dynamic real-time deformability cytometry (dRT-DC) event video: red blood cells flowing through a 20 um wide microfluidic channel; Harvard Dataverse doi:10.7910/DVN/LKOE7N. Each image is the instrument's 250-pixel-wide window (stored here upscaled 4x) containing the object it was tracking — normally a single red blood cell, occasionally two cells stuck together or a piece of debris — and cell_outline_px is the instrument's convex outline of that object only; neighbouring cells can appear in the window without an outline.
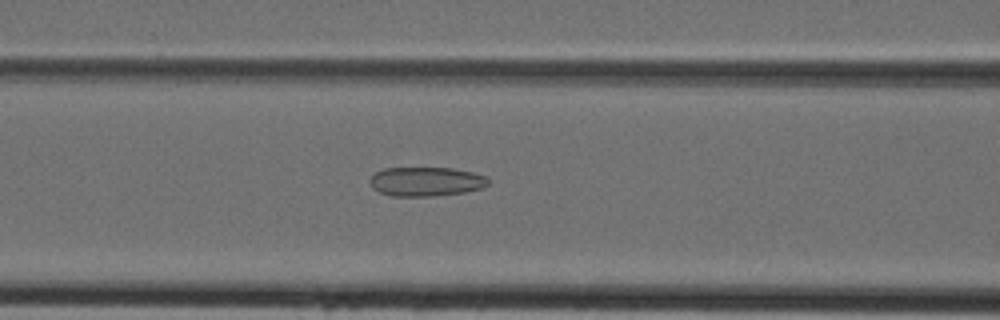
{"species": "Egyptian fruit bat (a non-hibernating species)", "species_latin": "Rousettus aegyptiacus", "temperature_condition": "cold", "stored_images_in_passage": 44, "camera_frame_rate_fps": 3000, "um_per_image_px": 0.085, "animal": {"sex": "female"}, "frame": {"image": 1, "passage_image": 18, "time_ms": 5.667, "image_size_px": [1000, 320], "cell_outline_px": [[488, 184], [480, 188], [464, 192], [436, 196], [392, 196], [380, 192], [372, 188], [368, 180], [376, 172], [384, 168], [452, 168], [472, 172], [488, 176]], "centroid_in_image_um": [36.19, 15.43], "position_along_channel_um": 130.4, "area_um2": 20.17}}
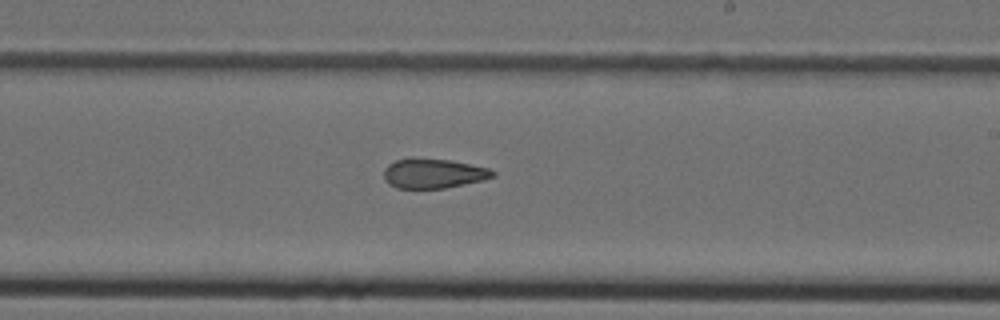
{"frame": {"image": 2, "passage_image": 26, "time_ms": 8.333, "image_size_px": [1000, 320], "cell_outline_px": [[496, 176], [484, 180], [444, 188], [396, 188], [388, 184], [384, 180], [384, 168], [388, 164], [396, 160], [412, 156], [452, 160], [488, 168], [496, 172]], "centroid_in_image_um": [36.81, 14.72], "position_along_channel_um": 252.2, "area_um2": 19.25}}
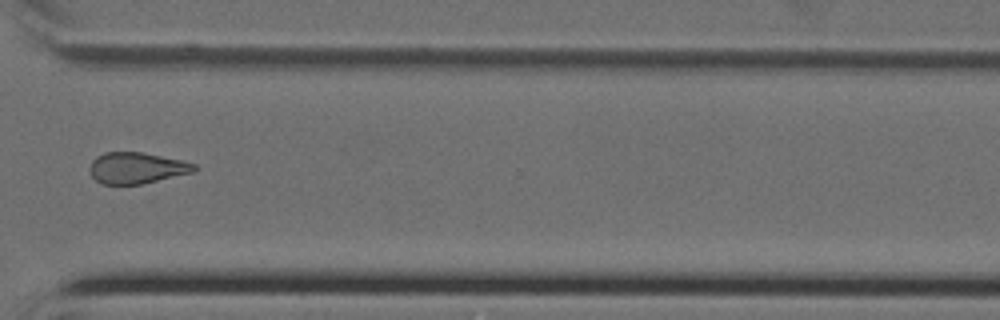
{"frame": {"image": 3, "passage_image": 33, "time_ms": 10.667, "image_size_px": [1000, 320], "cell_outline_px": [[196, 168], [192, 172], [140, 184], [100, 184], [88, 172], [88, 168], [92, 160], [96, 156], [104, 152], [140, 152], [180, 160], [196, 164]], "centroid_in_image_um": [11.53, 14.27], "position_along_channel_um": 359.1, "area_um2": 18.84}}